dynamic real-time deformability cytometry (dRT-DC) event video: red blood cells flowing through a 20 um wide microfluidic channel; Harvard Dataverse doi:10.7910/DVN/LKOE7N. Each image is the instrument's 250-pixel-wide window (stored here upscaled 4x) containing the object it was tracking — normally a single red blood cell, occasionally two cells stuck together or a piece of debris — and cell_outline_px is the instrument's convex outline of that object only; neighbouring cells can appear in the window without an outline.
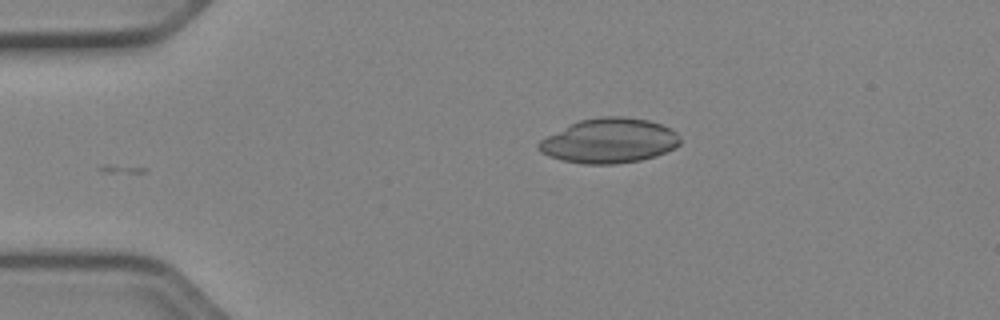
{"species": "Egyptian fruit bat (a non-hibernating species)", "species_latin": "Rousettus aegyptiacus", "temperature_condition": "cold", "stored_images_in_passage": 37, "camera_frame_rate_fps": 3000, "um_per_image_px": 0.085, "animal": {"sex": "female"}, "frame": {"image": 1, "passage_image": 1, "time_ms": 0.0, "image_size_px": [1000, 320], "cell_outline_px": [[680, 144], [676, 148], [656, 156], [640, 160], [616, 164], [584, 164], [560, 160], [548, 156], [540, 152], [536, 148], [536, 144], [540, 140], [580, 120], [604, 116], [624, 116], [648, 120], [672, 128], [680, 136]], "centroid_in_image_um": [51.81, 11.97], "position_along_channel_um": 33.2, "area_um2": 36.99}}
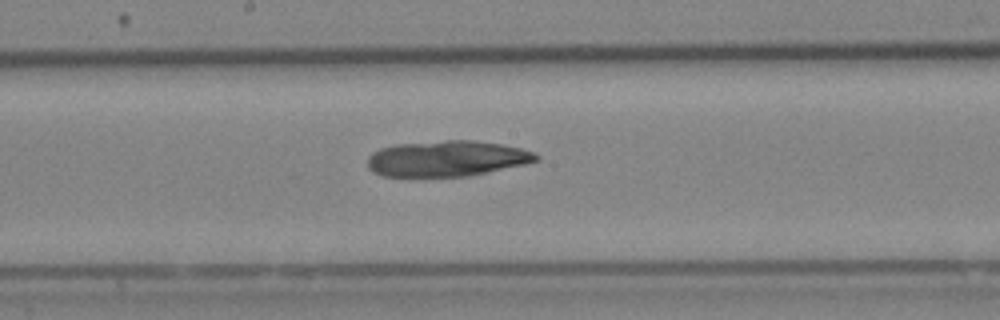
{"frame": {"image": 2, "passage_image": 18, "time_ms": 5.667, "image_size_px": [1000, 320], "cell_outline_px": [[540, 160], [524, 164], [488, 172], [468, 176], [380, 176], [372, 172], [368, 168], [368, 156], [372, 152], [380, 148], [396, 144], [448, 140], [472, 140], [500, 144], [520, 148], [532, 152], [540, 156]], "centroid_in_image_um": [37.95, 13.48], "position_along_channel_um": 210.2, "area_um2": 35.08}}
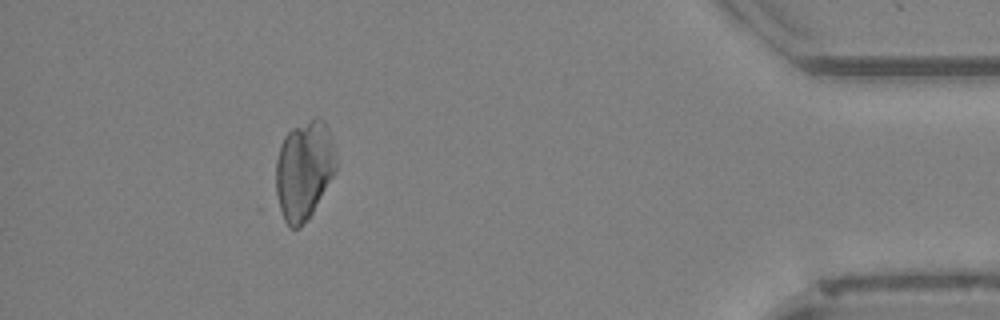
{"frame": {"image": 3, "passage_image": 37, "time_ms": 12.0, "image_size_px": [1000, 320], "cell_outline_px": [[336, 172], [312, 212], [300, 228], [292, 228], [284, 220], [280, 208], [276, 192], [276, 160], [280, 144], [284, 136], [292, 128], [316, 116], [320, 116], [324, 120], [328, 128], [332, 140], [336, 160]], "centroid_in_image_um": [25.85, 14.42], "position_along_channel_um": 409.4, "area_um2": 34.68}}